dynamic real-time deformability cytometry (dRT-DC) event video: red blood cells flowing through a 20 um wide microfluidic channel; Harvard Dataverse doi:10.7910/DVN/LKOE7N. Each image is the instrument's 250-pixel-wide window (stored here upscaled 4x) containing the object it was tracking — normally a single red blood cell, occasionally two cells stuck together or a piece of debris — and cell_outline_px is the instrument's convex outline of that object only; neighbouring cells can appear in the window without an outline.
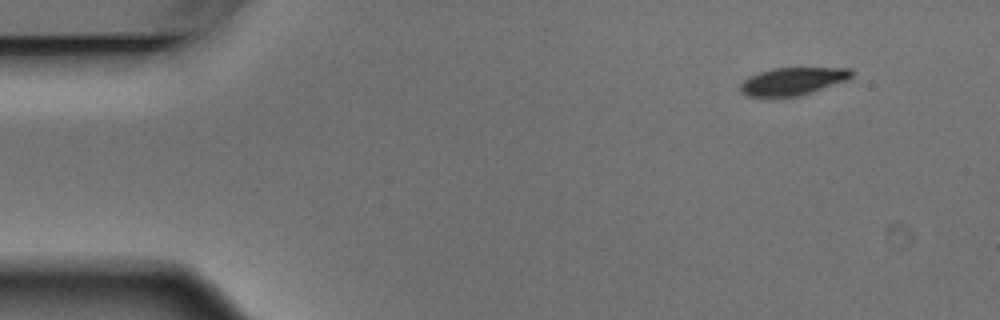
{"species": "Egyptian fruit bat (a non-hibernating species)", "species_latin": "Rousettus aegyptiacus", "temperature_condition": "warm", "stored_images_in_passage": 5, "segment_of_instrument_passage": [1, 2], "camera_frame_rate_fps": 3000, "um_per_image_px": 0.085, "animal": {"sex": "male"}, "frame": {"image": 1, "passage_image": 1, "time_ms": 0.0, "image_size_px": [1000, 320], "cell_outline_px": [[852, 76], [848, 80], [800, 96], [748, 96], [740, 92], [740, 84], [748, 76], [772, 68], [852, 68]], "centroid_in_image_um": [67.39, 6.9], "position_along_channel_um": 17.6, "area_um2": 17.86}}
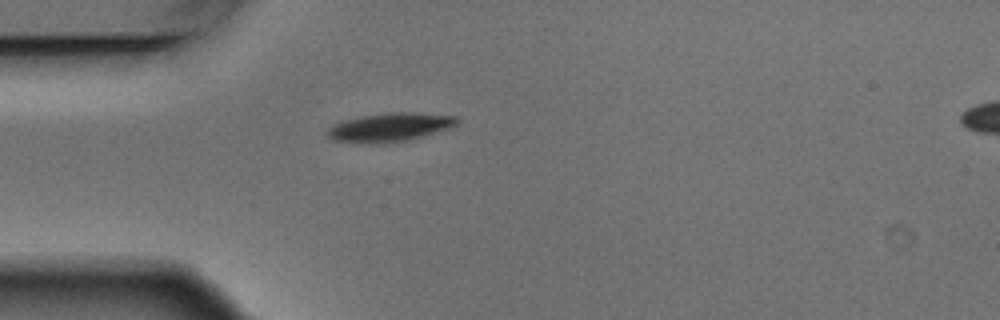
{"frame": {"image": 2, "passage_image": 4, "time_ms": 1.0, "image_size_px": [1000, 320], "cell_outline_px": [[460, 120], [452, 128], [424, 136], [408, 140], [376, 144], [368, 144], [332, 140], [328, 136], [328, 128], [332, 124], [344, 120], [360, 116], [392, 112], [404, 112], [456, 116]], "centroid_in_image_um": [33.13, 10.83], "position_along_channel_um": 51.9, "area_um2": 21.73}}